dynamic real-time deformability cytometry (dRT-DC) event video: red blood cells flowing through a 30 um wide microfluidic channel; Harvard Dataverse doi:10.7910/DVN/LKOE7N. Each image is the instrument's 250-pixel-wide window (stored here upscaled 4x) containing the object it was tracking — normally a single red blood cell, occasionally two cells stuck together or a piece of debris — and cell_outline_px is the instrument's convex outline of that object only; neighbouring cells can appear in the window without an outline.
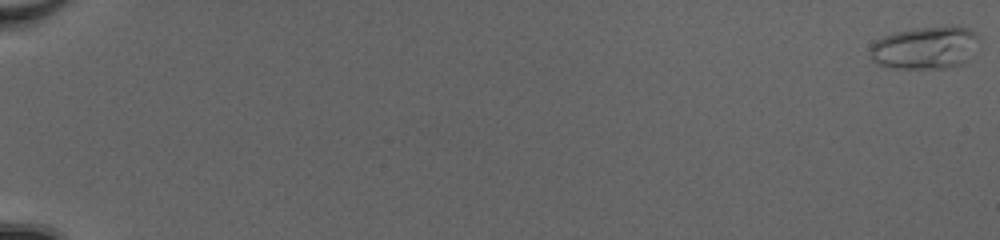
{"species": "common noctule bat (a hibernating species)", "species_latin": "Nyctalus noctula", "temperature_condition": "cold", "stored_images_in_passage": 53, "camera_frame_rate_fps": 3000, "um_per_image_px": 0.085, "animal": {"sex": "female", "body_mass_g": 20.0, "forearm_length_mm": 54.0}, "frame": {"image": 1, "passage_image": 1, "time_ms": 0.0, "image_size_px": [1000, 240], "cell_outline_px": [[980, 36], [964, 64], [944, 68], [892, 68], [880, 64], [872, 60], [868, 52], [872, 44], [876, 40], [884, 36], [896, 32], [916, 28], [948, 24], [968, 28], [976, 32]], "centroid_in_image_um": [78.63, 4.03], "position_along_channel_um": 6.4, "area_um2": 27.22}}
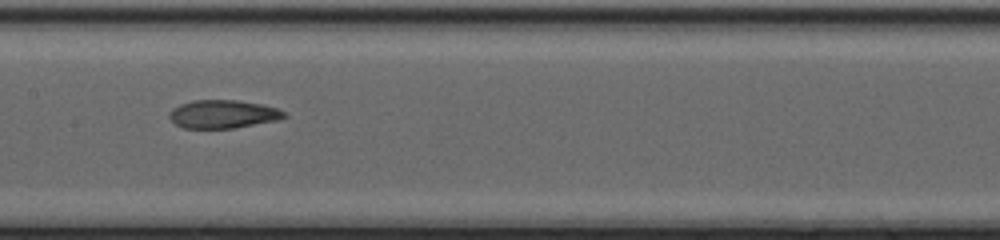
{"frame": {"image": 2, "passage_image": 30, "time_ms": 9.667, "image_size_px": [1000, 240], "cell_outline_px": [[288, 116], [280, 120], [232, 128], [184, 128], [176, 124], [168, 116], [172, 108], [180, 104], [192, 100], [240, 100], [260, 104], [276, 108], [284, 112]], "centroid_in_image_um": [18.96, 9.69], "position_along_channel_um": 188.4, "area_um2": 18.9}}
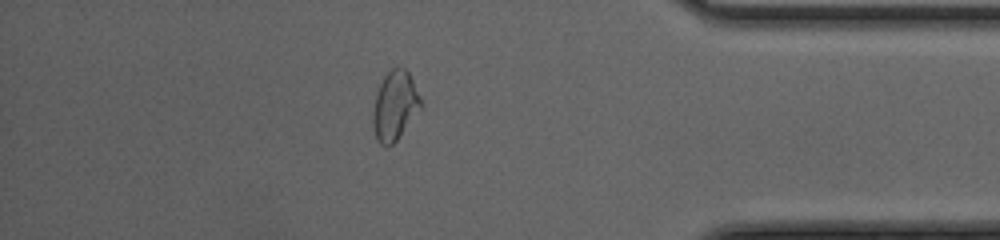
{"frame": {"image": 3, "passage_image": 47, "time_ms": 15.333, "image_size_px": [1000, 240], "cell_outline_px": [[420, 108], [396, 140], [392, 144], [384, 148], [376, 140], [372, 124], [372, 112], [376, 92], [384, 76], [392, 68], [404, 68], [408, 72], [420, 96]], "centroid_in_image_um": [33.51, 9.01], "position_along_channel_um": 401.7, "area_um2": 19.02}, "authors_computed_cell_mechanics": {"area_um2": 19.5364, "velocity_mm_per_s": 4.1677, "shape_relaxation_time_tau1_ms": 5.3457, "shape_relaxation_time_tau2_ms": 2.4043, "deformation_change_tau1": 0.1825, "deformation_change_tau2": 0.1021}}